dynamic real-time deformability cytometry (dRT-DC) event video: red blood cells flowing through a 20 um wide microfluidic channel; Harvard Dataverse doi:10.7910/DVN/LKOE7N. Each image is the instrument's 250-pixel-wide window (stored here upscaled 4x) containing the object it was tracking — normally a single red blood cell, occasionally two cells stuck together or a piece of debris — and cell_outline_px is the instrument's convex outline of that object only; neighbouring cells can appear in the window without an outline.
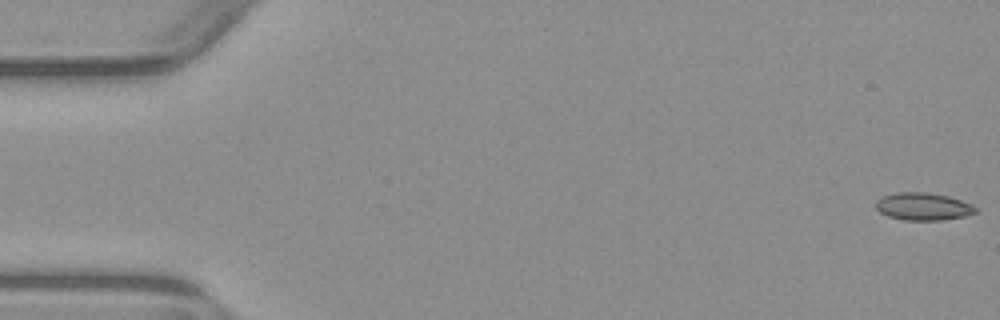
{"species": "common noctule bat (a hibernating species)", "species_latin": "Nyctalus noctula", "temperature_condition": "warm", "stored_images_in_passage": 6, "camera_frame_rate_fps": 3000, "um_per_image_px": 0.085, "animal": {"sex": "male", "body_mass_g": 23.1, "forearm_length_mm": 52.7}, "frame": {"image": 1, "passage_image": 1, "time_ms": 0.0, "image_size_px": [1000, 320], "cell_outline_px": [[976, 212], [964, 216], [944, 220], [904, 220], [888, 216], [880, 212], [876, 208], [876, 200], [884, 196], [896, 192], [928, 192], [948, 196], [972, 204], [976, 208]], "centroid_in_image_um": [78.46, 17.55], "position_along_channel_um": 6.5, "area_um2": 15.95}}